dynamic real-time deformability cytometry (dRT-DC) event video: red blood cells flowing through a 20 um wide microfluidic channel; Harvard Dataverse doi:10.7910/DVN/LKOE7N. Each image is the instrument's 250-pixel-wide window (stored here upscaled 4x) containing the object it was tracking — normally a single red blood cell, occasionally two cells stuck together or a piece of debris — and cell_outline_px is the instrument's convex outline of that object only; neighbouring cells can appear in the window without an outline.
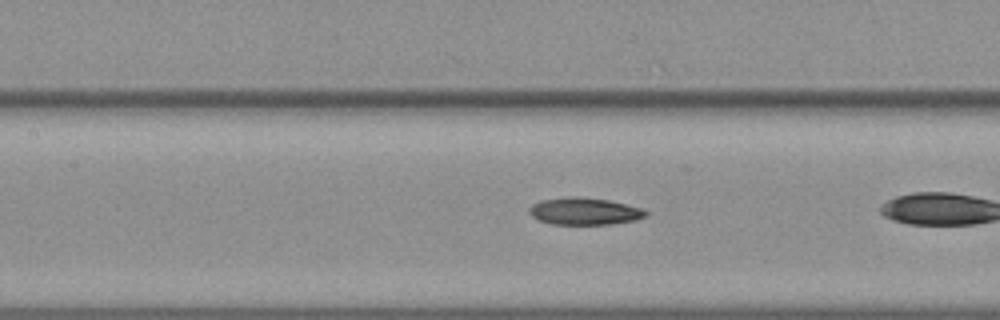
{"species": "common noctule bat (a hibernating species)", "species_latin": "Nyctalus noctula", "temperature_condition": "warm", "stored_images_in_passage": 26, "camera_frame_rate_fps": 3000, "um_per_image_px": 0.085, "animal": {"sex": "female", "body_mass_g": 19.3, "forearm_length_mm": 54.1}, "frame": {"image": 1, "passage_image": 8, "time_ms": 2.333, "image_size_px": [1000, 320], "cell_outline_px": [[648, 216], [636, 220], [612, 224], [552, 224], [536, 220], [528, 212], [528, 208], [532, 204], [540, 200], [568, 196], [576, 196], [608, 200], [644, 208], [648, 212]], "centroid_in_image_um": [49.67, 17.95], "position_along_channel_um": 157.7, "area_um2": 18.73}}